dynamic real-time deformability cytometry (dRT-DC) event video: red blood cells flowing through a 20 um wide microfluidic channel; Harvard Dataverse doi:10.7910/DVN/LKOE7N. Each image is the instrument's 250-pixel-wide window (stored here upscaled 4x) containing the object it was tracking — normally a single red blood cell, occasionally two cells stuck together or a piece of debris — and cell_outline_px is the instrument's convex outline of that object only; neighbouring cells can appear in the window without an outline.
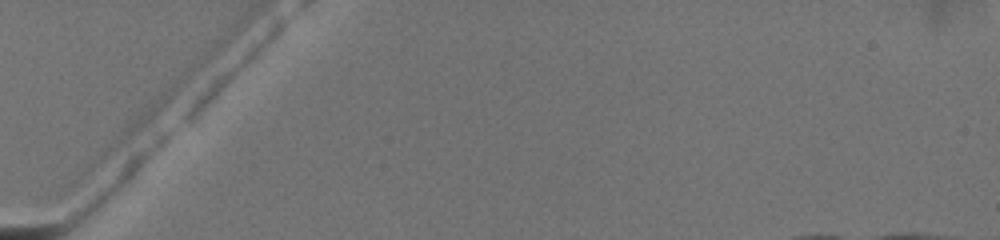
{"species": "common noctule bat (a hibernating species)", "species_latin": "Nyctalus noctula", "temperature_condition": "warm", "stored_images_in_passage": 3, "camera_frame_rate_fps": 3000, "um_per_image_px": 0.085, "animal": {"sex": "female", "body_mass_g": 19.5, "forearm_length_mm": 54.1}, "frame": {"image": 1, "passage_image": 1, "time_ms": 0.0, "image_size_px": [1000, 240], "cell_outline_px": [[284, 24], [280, 32], [192, 120], [184, 120], [184, 116], [200, 96], [220, 76], [280, 20], [284, 20]], "centroid_in_image_um": [19.78, 6.11], "position_along_channel_um": 65.2, "area_um2": 10.0}}